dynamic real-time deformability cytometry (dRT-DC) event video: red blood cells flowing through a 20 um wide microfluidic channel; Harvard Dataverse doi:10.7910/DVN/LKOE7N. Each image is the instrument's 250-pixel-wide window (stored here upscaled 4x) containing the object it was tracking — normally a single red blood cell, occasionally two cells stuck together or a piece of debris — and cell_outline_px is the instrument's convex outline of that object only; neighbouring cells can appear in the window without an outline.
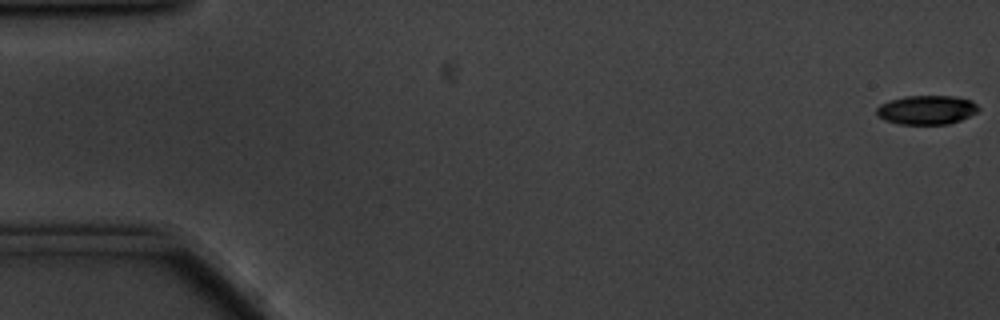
{"species": "common noctule bat (a hibernating species)", "species_latin": "Nyctalus noctula", "temperature_condition": "cold", "stored_images_in_passage": 17, "camera_frame_rate_fps": 3000, "um_per_image_px": 0.085, "animal": {"sex": "male", "body_mass_g": 20.1, "forearm_length_mm": 53.5}, "frame": {"image": 1, "passage_image": 1, "time_ms": 0.0, "image_size_px": [1000, 320], "cell_outline_px": [[980, 108], [976, 112], [960, 120], [948, 124], [900, 124], [884, 120], [876, 116], [876, 108], [880, 104], [888, 100], [904, 96], [952, 96], [972, 100]], "centroid_in_image_um": [78.72, 9.33], "position_along_channel_um": 6.3, "area_um2": 17.34}}
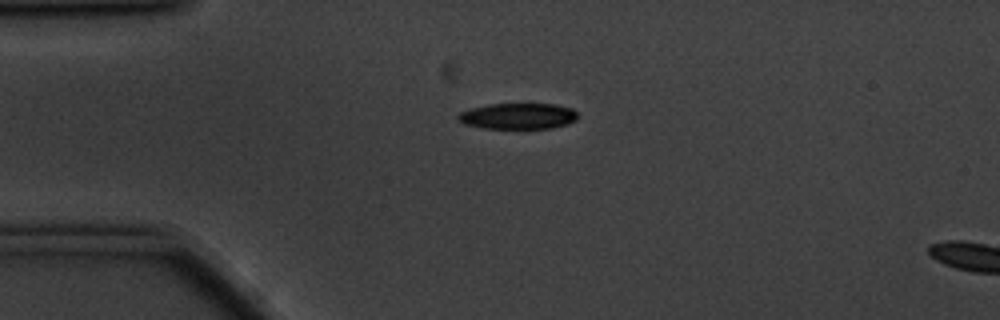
{"frame": {"image": 2, "passage_image": 14, "time_ms": 4.333, "image_size_px": [1000, 320], "cell_outline_px": [[576, 120], [568, 124], [552, 128], [484, 128], [464, 124], [456, 116], [460, 112], [468, 108], [488, 104], [556, 104], [572, 108], [576, 112]], "centroid_in_image_um": [44.02, 9.86], "position_along_channel_um": 41.0, "area_um2": 18.15}}